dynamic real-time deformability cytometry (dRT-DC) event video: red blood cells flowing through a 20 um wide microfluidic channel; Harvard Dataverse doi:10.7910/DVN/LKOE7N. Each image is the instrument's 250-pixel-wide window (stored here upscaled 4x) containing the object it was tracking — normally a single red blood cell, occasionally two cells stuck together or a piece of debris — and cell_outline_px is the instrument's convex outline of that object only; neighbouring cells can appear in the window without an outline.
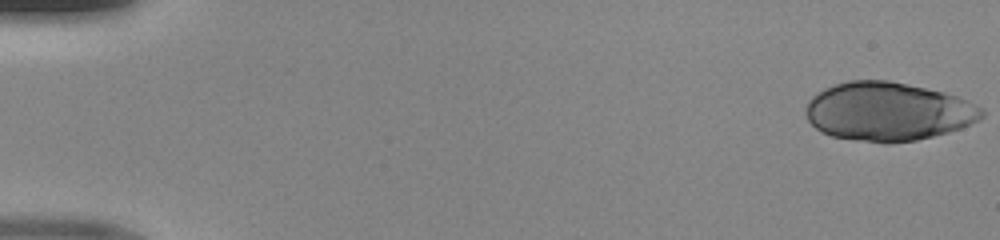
{"species": "human", "species_latin": "Homo sapiens", "temperature_condition": "room temperature", "stored_images_in_passage": 48, "segment_of_instrument_passage": [1, 2], "camera_frame_rate_fps": 3000, "um_per_image_px": 0.085, "donor": {"sex": "male"}, "frame": {"image": 1, "passage_image": 1, "time_ms": 0.0, "image_size_px": [1000, 240], "cell_outline_px": [[984, 116], [960, 128], [948, 132], [916, 140], [888, 144], [884, 144], [856, 140], [832, 136], [820, 132], [808, 120], [804, 112], [808, 100], [816, 92], [824, 88], [848, 80], [888, 80], [908, 84], [944, 92], [956, 96], [976, 104], [984, 108]], "centroid_in_image_um": [75.44, 9.48], "position_along_channel_um": 9.6, "area_um2": 60.34}}
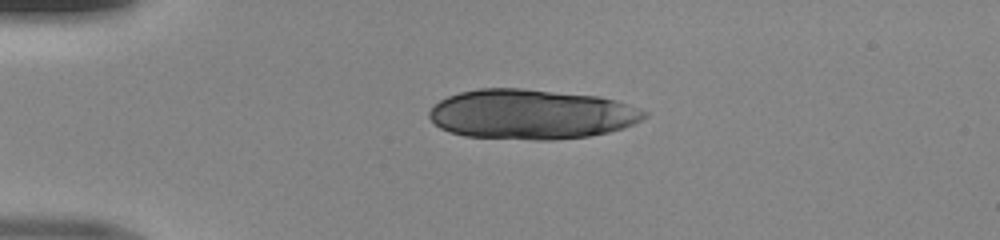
{"frame": {"image": 2, "passage_image": 12, "time_ms": 3.667, "image_size_px": [1000, 240], "cell_outline_px": [[648, 116], [624, 128], [608, 132], [588, 136], [556, 140], [536, 140], [464, 136], [448, 132], [440, 128], [428, 116], [428, 112], [440, 100], [448, 96], [460, 92], [480, 88], [520, 88], [600, 96], [616, 100], [648, 112]], "centroid_in_image_um": [45.15, 9.71], "position_along_channel_um": 39.8, "area_um2": 62.6}}